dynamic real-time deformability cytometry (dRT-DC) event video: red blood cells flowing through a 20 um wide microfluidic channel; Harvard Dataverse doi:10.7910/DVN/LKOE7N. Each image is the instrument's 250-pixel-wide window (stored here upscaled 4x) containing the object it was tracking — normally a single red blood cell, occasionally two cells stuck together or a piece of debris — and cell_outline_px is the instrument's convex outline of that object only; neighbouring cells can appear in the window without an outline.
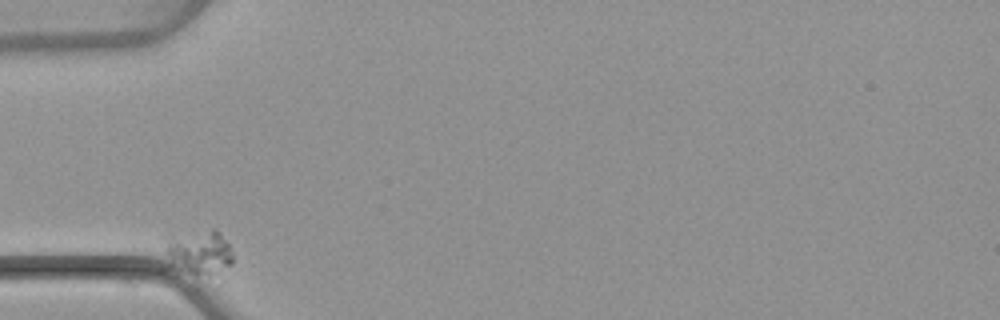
{"species": "common noctule bat (a hibernating species)", "species_latin": "Nyctalus noctula", "temperature_condition": "warm", "stored_images_in_passage": 2, "camera_frame_rate_fps": 3000, "um_per_image_px": 0.085, "animal": {"sex": "female", "body_mass_g": 22.7, "forearm_length_mm": 54.2}, "frame": {"image": 1, "passage_image": 1, "time_ms": 0.0, "image_size_px": [1000, 320], "cell_outline_px": [[232, 264], [212, 276], [160, 268], [164, 236], [168, 232], [212, 228], [216, 228], [220, 232], [228, 244], [232, 252]], "centroid_in_image_um": [16.67, 21.4], "position_along_channel_um": 68.3, "area_um2": 19.88}}